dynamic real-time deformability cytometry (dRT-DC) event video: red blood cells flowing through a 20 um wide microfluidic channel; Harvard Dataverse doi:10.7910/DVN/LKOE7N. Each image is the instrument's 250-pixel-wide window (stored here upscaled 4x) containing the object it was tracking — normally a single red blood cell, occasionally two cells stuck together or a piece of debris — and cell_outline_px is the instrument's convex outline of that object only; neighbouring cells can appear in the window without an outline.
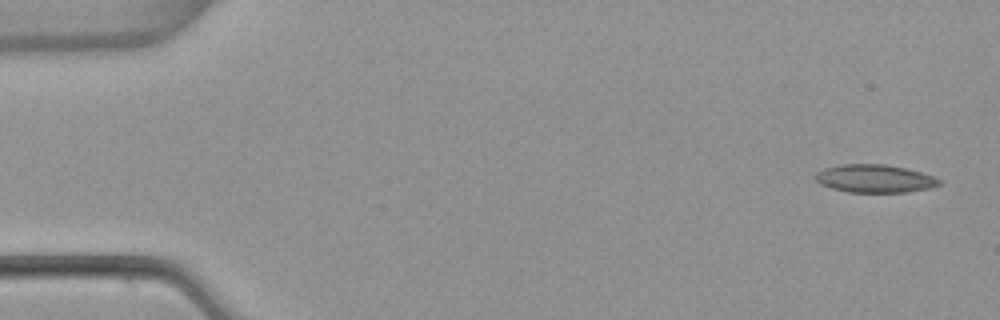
{"species": "common noctule bat (a hibernating species)", "species_latin": "Nyctalus noctula", "temperature_condition": "warm", "stored_images_in_passage": 4, "camera_frame_rate_fps": 3000, "um_per_image_px": 0.085, "animal": {"sex": "female", "body_mass_g": 22.7, "forearm_length_mm": 54.2}, "frame": {"image": 1, "passage_image": 1, "time_ms": 0.0, "image_size_px": [1000, 320], "cell_outline_px": [[940, 184], [928, 188], [908, 192], [848, 192], [832, 188], [820, 184], [816, 180], [816, 172], [824, 168], [840, 164], [884, 164], [904, 168], [920, 172], [932, 176], [940, 180]], "centroid_in_image_um": [74.31, 15.18], "position_along_channel_um": 10.7, "area_um2": 20.0}}